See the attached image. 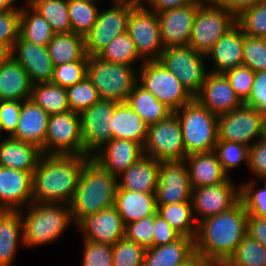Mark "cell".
<instances>
[{"mask_svg": "<svg viewBox=\"0 0 266 266\" xmlns=\"http://www.w3.org/2000/svg\"><path fill=\"white\" fill-rule=\"evenodd\" d=\"M248 213L239 200L232 208L197 223L195 254L211 266L225 264L247 235Z\"/></svg>", "mask_w": 266, "mask_h": 266, "instance_id": "obj_1", "label": "cell"}, {"mask_svg": "<svg viewBox=\"0 0 266 266\" xmlns=\"http://www.w3.org/2000/svg\"><path fill=\"white\" fill-rule=\"evenodd\" d=\"M89 158L84 155L43 154L33 172V202L69 205L78 187L84 163Z\"/></svg>", "mask_w": 266, "mask_h": 266, "instance_id": "obj_2", "label": "cell"}, {"mask_svg": "<svg viewBox=\"0 0 266 266\" xmlns=\"http://www.w3.org/2000/svg\"><path fill=\"white\" fill-rule=\"evenodd\" d=\"M118 178L90 157L83 166L78 187L69 203L73 224L115 204Z\"/></svg>", "mask_w": 266, "mask_h": 266, "instance_id": "obj_3", "label": "cell"}, {"mask_svg": "<svg viewBox=\"0 0 266 266\" xmlns=\"http://www.w3.org/2000/svg\"><path fill=\"white\" fill-rule=\"evenodd\" d=\"M27 208L29 210L26 215L20 210L23 220V245L27 247L49 244L59 238L73 222L68 204L33 202Z\"/></svg>", "mask_w": 266, "mask_h": 266, "instance_id": "obj_4", "label": "cell"}, {"mask_svg": "<svg viewBox=\"0 0 266 266\" xmlns=\"http://www.w3.org/2000/svg\"><path fill=\"white\" fill-rule=\"evenodd\" d=\"M187 155L210 152L218 141V116L195 98L175 111Z\"/></svg>", "mask_w": 266, "mask_h": 266, "instance_id": "obj_5", "label": "cell"}, {"mask_svg": "<svg viewBox=\"0 0 266 266\" xmlns=\"http://www.w3.org/2000/svg\"><path fill=\"white\" fill-rule=\"evenodd\" d=\"M129 65L104 61L89 56L87 78L97 89L102 100L126 102L133 87L138 83V70Z\"/></svg>", "mask_w": 266, "mask_h": 266, "instance_id": "obj_6", "label": "cell"}, {"mask_svg": "<svg viewBox=\"0 0 266 266\" xmlns=\"http://www.w3.org/2000/svg\"><path fill=\"white\" fill-rule=\"evenodd\" d=\"M138 68V83L173 112L194 99V96L158 60L142 61Z\"/></svg>", "mask_w": 266, "mask_h": 266, "instance_id": "obj_7", "label": "cell"}, {"mask_svg": "<svg viewBox=\"0 0 266 266\" xmlns=\"http://www.w3.org/2000/svg\"><path fill=\"white\" fill-rule=\"evenodd\" d=\"M236 17L205 0L196 11L188 46L206 55L214 44L234 25Z\"/></svg>", "mask_w": 266, "mask_h": 266, "instance_id": "obj_8", "label": "cell"}, {"mask_svg": "<svg viewBox=\"0 0 266 266\" xmlns=\"http://www.w3.org/2000/svg\"><path fill=\"white\" fill-rule=\"evenodd\" d=\"M143 152L145 156L159 162L185 160L187 154L182 129L175 112L158 123L148 126Z\"/></svg>", "mask_w": 266, "mask_h": 266, "instance_id": "obj_9", "label": "cell"}, {"mask_svg": "<svg viewBox=\"0 0 266 266\" xmlns=\"http://www.w3.org/2000/svg\"><path fill=\"white\" fill-rule=\"evenodd\" d=\"M45 155H84L80 114L71 110L50 115L44 143Z\"/></svg>", "mask_w": 266, "mask_h": 266, "instance_id": "obj_10", "label": "cell"}, {"mask_svg": "<svg viewBox=\"0 0 266 266\" xmlns=\"http://www.w3.org/2000/svg\"><path fill=\"white\" fill-rule=\"evenodd\" d=\"M127 33L143 61L159 60L164 50L157 13L144 5L133 6L127 22Z\"/></svg>", "mask_w": 266, "mask_h": 266, "instance_id": "obj_11", "label": "cell"}, {"mask_svg": "<svg viewBox=\"0 0 266 266\" xmlns=\"http://www.w3.org/2000/svg\"><path fill=\"white\" fill-rule=\"evenodd\" d=\"M206 55L194 51L191 47L164 48L159 58L163 66L177 76L187 90L195 96L206 79Z\"/></svg>", "mask_w": 266, "mask_h": 266, "instance_id": "obj_12", "label": "cell"}, {"mask_svg": "<svg viewBox=\"0 0 266 266\" xmlns=\"http://www.w3.org/2000/svg\"><path fill=\"white\" fill-rule=\"evenodd\" d=\"M117 103L100 99L80 113L84 156L92 157L112 139V116Z\"/></svg>", "mask_w": 266, "mask_h": 266, "instance_id": "obj_13", "label": "cell"}, {"mask_svg": "<svg viewBox=\"0 0 266 266\" xmlns=\"http://www.w3.org/2000/svg\"><path fill=\"white\" fill-rule=\"evenodd\" d=\"M262 123L263 115L243 103L233 111L218 116V140L250 147L261 139Z\"/></svg>", "mask_w": 266, "mask_h": 266, "instance_id": "obj_14", "label": "cell"}, {"mask_svg": "<svg viewBox=\"0 0 266 266\" xmlns=\"http://www.w3.org/2000/svg\"><path fill=\"white\" fill-rule=\"evenodd\" d=\"M111 3L109 9L99 11L95 24L84 36L88 56H96L117 35L127 31L128 18L134 5Z\"/></svg>", "mask_w": 266, "mask_h": 266, "instance_id": "obj_15", "label": "cell"}, {"mask_svg": "<svg viewBox=\"0 0 266 266\" xmlns=\"http://www.w3.org/2000/svg\"><path fill=\"white\" fill-rule=\"evenodd\" d=\"M239 200L240 187L237 188L230 177L217 185L193 188L191 202L196 223L199 217L203 220L229 210Z\"/></svg>", "mask_w": 266, "mask_h": 266, "instance_id": "obj_16", "label": "cell"}, {"mask_svg": "<svg viewBox=\"0 0 266 266\" xmlns=\"http://www.w3.org/2000/svg\"><path fill=\"white\" fill-rule=\"evenodd\" d=\"M191 195L192 188L185 160L160 162L156 205L191 201Z\"/></svg>", "mask_w": 266, "mask_h": 266, "instance_id": "obj_17", "label": "cell"}, {"mask_svg": "<svg viewBox=\"0 0 266 266\" xmlns=\"http://www.w3.org/2000/svg\"><path fill=\"white\" fill-rule=\"evenodd\" d=\"M204 1L191 2L179 8L157 13L164 48L188 46L197 8Z\"/></svg>", "mask_w": 266, "mask_h": 266, "instance_id": "obj_18", "label": "cell"}, {"mask_svg": "<svg viewBox=\"0 0 266 266\" xmlns=\"http://www.w3.org/2000/svg\"><path fill=\"white\" fill-rule=\"evenodd\" d=\"M83 239L113 246L125 237V225L115 206L82 218L77 224Z\"/></svg>", "mask_w": 266, "mask_h": 266, "instance_id": "obj_19", "label": "cell"}, {"mask_svg": "<svg viewBox=\"0 0 266 266\" xmlns=\"http://www.w3.org/2000/svg\"><path fill=\"white\" fill-rule=\"evenodd\" d=\"M194 98L217 116L231 112L243 104L226 76L211 72L207 74L201 90Z\"/></svg>", "mask_w": 266, "mask_h": 266, "instance_id": "obj_20", "label": "cell"}, {"mask_svg": "<svg viewBox=\"0 0 266 266\" xmlns=\"http://www.w3.org/2000/svg\"><path fill=\"white\" fill-rule=\"evenodd\" d=\"M32 181L33 172L0 166V210L20 211L33 203Z\"/></svg>", "mask_w": 266, "mask_h": 266, "instance_id": "obj_21", "label": "cell"}, {"mask_svg": "<svg viewBox=\"0 0 266 266\" xmlns=\"http://www.w3.org/2000/svg\"><path fill=\"white\" fill-rule=\"evenodd\" d=\"M12 57L28 73L33 85L52 81L54 64L47 46L36 45L19 36L13 45Z\"/></svg>", "mask_w": 266, "mask_h": 266, "instance_id": "obj_22", "label": "cell"}, {"mask_svg": "<svg viewBox=\"0 0 266 266\" xmlns=\"http://www.w3.org/2000/svg\"><path fill=\"white\" fill-rule=\"evenodd\" d=\"M144 155L143 146L127 139H111L92 158L106 171L118 177Z\"/></svg>", "mask_w": 266, "mask_h": 266, "instance_id": "obj_23", "label": "cell"}, {"mask_svg": "<svg viewBox=\"0 0 266 266\" xmlns=\"http://www.w3.org/2000/svg\"><path fill=\"white\" fill-rule=\"evenodd\" d=\"M49 114L31 99L23 100L17 129L11 138L35 144L44 154Z\"/></svg>", "mask_w": 266, "mask_h": 266, "instance_id": "obj_24", "label": "cell"}, {"mask_svg": "<svg viewBox=\"0 0 266 266\" xmlns=\"http://www.w3.org/2000/svg\"><path fill=\"white\" fill-rule=\"evenodd\" d=\"M244 32L235 24L229 29L206 54L214 62L211 73L225 72L242 66Z\"/></svg>", "mask_w": 266, "mask_h": 266, "instance_id": "obj_25", "label": "cell"}, {"mask_svg": "<svg viewBox=\"0 0 266 266\" xmlns=\"http://www.w3.org/2000/svg\"><path fill=\"white\" fill-rule=\"evenodd\" d=\"M160 162L143 155L122 172L117 180L118 188L134 192L156 193ZM121 177V179H120Z\"/></svg>", "mask_w": 266, "mask_h": 266, "instance_id": "obj_26", "label": "cell"}, {"mask_svg": "<svg viewBox=\"0 0 266 266\" xmlns=\"http://www.w3.org/2000/svg\"><path fill=\"white\" fill-rule=\"evenodd\" d=\"M185 162L192 189L217 185L231 177L223 170L214 151L187 155Z\"/></svg>", "mask_w": 266, "mask_h": 266, "instance_id": "obj_27", "label": "cell"}, {"mask_svg": "<svg viewBox=\"0 0 266 266\" xmlns=\"http://www.w3.org/2000/svg\"><path fill=\"white\" fill-rule=\"evenodd\" d=\"M42 155L41 149L35 144L8 136L0 140V166L34 172Z\"/></svg>", "mask_w": 266, "mask_h": 266, "instance_id": "obj_28", "label": "cell"}, {"mask_svg": "<svg viewBox=\"0 0 266 266\" xmlns=\"http://www.w3.org/2000/svg\"><path fill=\"white\" fill-rule=\"evenodd\" d=\"M114 206L127 225L156 214V193L117 189Z\"/></svg>", "mask_w": 266, "mask_h": 266, "instance_id": "obj_29", "label": "cell"}, {"mask_svg": "<svg viewBox=\"0 0 266 266\" xmlns=\"http://www.w3.org/2000/svg\"><path fill=\"white\" fill-rule=\"evenodd\" d=\"M32 86L28 73L13 57L0 64V101L28 100Z\"/></svg>", "mask_w": 266, "mask_h": 266, "instance_id": "obj_30", "label": "cell"}, {"mask_svg": "<svg viewBox=\"0 0 266 266\" xmlns=\"http://www.w3.org/2000/svg\"><path fill=\"white\" fill-rule=\"evenodd\" d=\"M195 255L194 239L181 236L178 240L163 246L147 248L143 266H180Z\"/></svg>", "mask_w": 266, "mask_h": 266, "instance_id": "obj_31", "label": "cell"}, {"mask_svg": "<svg viewBox=\"0 0 266 266\" xmlns=\"http://www.w3.org/2000/svg\"><path fill=\"white\" fill-rule=\"evenodd\" d=\"M23 237V220L20 211L0 210V266L11 265L19 242L24 243Z\"/></svg>", "mask_w": 266, "mask_h": 266, "instance_id": "obj_32", "label": "cell"}, {"mask_svg": "<svg viewBox=\"0 0 266 266\" xmlns=\"http://www.w3.org/2000/svg\"><path fill=\"white\" fill-rule=\"evenodd\" d=\"M148 125L126 103L118 102L112 116V139H127L140 143L146 140Z\"/></svg>", "mask_w": 266, "mask_h": 266, "instance_id": "obj_33", "label": "cell"}, {"mask_svg": "<svg viewBox=\"0 0 266 266\" xmlns=\"http://www.w3.org/2000/svg\"><path fill=\"white\" fill-rule=\"evenodd\" d=\"M54 66L73 61H88L85 37L73 32L54 34L47 45Z\"/></svg>", "mask_w": 266, "mask_h": 266, "instance_id": "obj_34", "label": "cell"}, {"mask_svg": "<svg viewBox=\"0 0 266 266\" xmlns=\"http://www.w3.org/2000/svg\"><path fill=\"white\" fill-rule=\"evenodd\" d=\"M126 103L149 126L168 117L173 111L158 101L152 93L137 83L128 95Z\"/></svg>", "mask_w": 266, "mask_h": 266, "instance_id": "obj_35", "label": "cell"}, {"mask_svg": "<svg viewBox=\"0 0 266 266\" xmlns=\"http://www.w3.org/2000/svg\"><path fill=\"white\" fill-rule=\"evenodd\" d=\"M21 6L19 36L39 46H47L54 32L50 24L29 4Z\"/></svg>", "mask_w": 266, "mask_h": 266, "instance_id": "obj_36", "label": "cell"}, {"mask_svg": "<svg viewBox=\"0 0 266 266\" xmlns=\"http://www.w3.org/2000/svg\"><path fill=\"white\" fill-rule=\"evenodd\" d=\"M156 206V213L166 220L181 236L195 239L197 224L194 223L196 220L191 201Z\"/></svg>", "mask_w": 266, "mask_h": 266, "instance_id": "obj_37", "label": "cell"}, {"mask_svg": "<svg viewBox=\"0 0 266 266\" xmlns=\"http://www.w3.org/2000/svg\"><path fill=\"white\" fill-rule=\"evenodd\" d=\"M30 99L49 115L60 114L70 110L66 88L52 82L34 84Z\"/></svg>", "mask_w": 266, "mask_h": 266, "instance_id": "obj_38", "label": "cell"}, {"mask_svg": "<svg viewBox=\"0 0 266 266\" xmlns=\"http://www.w3.org/2000/svg\"><path fill=\"white\" fill-rule=\"evenodd\" d=\"M51 26L55 34L70 33L68 0H26Z\"/></svg>", "mask_w": 266, "mask_h": 266, "instance_id": "obj_39", "label": "cell"}, {"mask_svg": "<svg viewBox=\"0 0 266 266\" xmlns=\"http://www.w3.org/2000/svg\"><path fill=\"white\" fill-rule=\"evenodd\" d=\"M96 56L107 62L133 67L134 63L141 60L136 52L134 42L127 31L117 35Z\"/></svg>", "mask_w": 266, "mask_h": 266, "instance_id": "obj_40", "label": "cell"}, {"mask_svg": "<svg viewBox=\"0 0 266 266\" xmlns=\"http://www.w3.org/2000/svg\"><path fill=\"white\" fill-rule=\"evenodd\" d=\"M96 1L99 0H68L71 32L85 36L91 30L99 13Z\"/></svg>", "mask_w": 266, "mask_h": 266, "instance_id": "obj_41", "label": "cell"}, {"mask_svg": "<svg viewBox=\"0 0 266 266\" xmlns=\"http://www.w3.org/2000/svg\"><path fill=\"white\" fill-rule=\"evenodd\" d=\"M220 266H266V248L246 235L229 260Z\"/></svg>", "mask_w": 266, "mask_h": 266, "instance_id": "obj_42", "label": "cell"}, {"mask_svg": "<svg viewBox=\"0 0 266 266\" xmlns=\"http://www.w3.org/2000/svg\"><path fill=\"white\" fill-rule=\"evenodd\" d=\"M236 24L250 37L266 36V0L242 11L236 17Z\"/></svg>", "mask_w": 266, "mask_h": 266, "instance_id": "obj_43", "label": "cell"}, {"mask_svg": "<svg viewBox=\"0 0 266 266\" xmlns=\"http://www.w3.org/2000/svg\"><path fill=\"white\" fill-rule=\"evenodd\" d=\"M223 170L230 176V169L240 166V162L248 167L249 146L241 143L218 140L213 150Z\"/></svg>", "mask_w": 266, "mask_h": 266, "instance_id": "obj_44", "label": "cell"}, {"mask_svg": "<svg viewBox=\"0 0 266 266\" xmlns=\"http://www.w3.org/2000/svg\"><path fill=\"white\" fill-rule=\"evenodd\" d=\"M66 90L70 110L79 114L100 100L97 89L87 76Z\"/></svg>", "mask_w": 266, "mask_h": 266, "instance_id": "obj_45", "label": "cell"}, {"mask_svg": "<svg viewBox=\"0 0 266 266\" xmlns=\"http://www.w3.org/2000/svg\"><path fill=\"white\" fill-rule=\"evenodd\" d=\"M145 250L124 237L112 246V266H143Z\"/></svg>", "mask_w": 266, "mask_h": 266, "instance_id": "obj_46", "label": "cell"}, {"mask_svg": "<svg viewBox=\"0 0 266 266\" xmlns=\"http://www.w3.org/2000/svg\"><path fill=\"white\" fill-rule=\"evenodd\" d=\"M255 181L250 179L240 186V200L248 216L266 217V183L263 188L256 190Z\"/></svg>", "mask_w": 266, "mask_h": 266, "instance_id": "obj_47", "label": "cell"}, {"mask_svg": "<svg viewBox=\"0 0 266 266\" xmlns=\"http://www.w3.org/2000/svg\"><path fill=\"white\" fill-rule=\"evenodd\" d=\"M242 65L254 72L266 70V46L262 38L244 34Z\"/></svg>", "mask_w": 266, "mask_h": 266, "instance_id": "obj_48", "label": "cell"}, {"mask_svg": "<svg viewBox=\"0 0 266 266\" xmlns=\"http://www.w3.org/2000/svg\"><path fill=\"white\" fill-rule=\"evenodd\" d=\"M88 61H73L54 66L52 83L67 88L82 81L87 75Z\"/></svg>", "mask_w": 266, "mask_h": 266, "instance_id": "obj_49", "label": "cell"}, {"mask_svg": "<svg viewBox=\"0 0 266 266\" xmlns=\"http://www.w3.org/2000/svg\"><path fill=\"white\" fill-rule=\"evenodd\" d=\"M154 215L125 225V238L143 246L153 247Z\"/></svg>", "mask_w": 266, "mask_h": 266, "instance_id": "obj_50", "label": "cell"}, {"mask_svg": "<svg viewBox=\"0 0 266 266\" xmlns=\"http://www.w3.org/2000/svg\"><path fill=\"white\" fill-rule=\"evenodd\" d=\"M236 95L244 103L248 98L253 85L255 72L249 67L238 66L224 73Z\"/></svg>", "mask_w": 266, "mask_h": 266, "instance_id": "obj_51", "label": "cell"}, {"mask_svg": "<svg viewBox=\"0 0 266 266\" xmlns=\"http://www.w3.org/2000/svg\"><path fill=\"white\" fill-rule=\"evenodd\" d=\"M84 241L82 266H112V246L90 240Z\"/></svg>", "mask_w": 266, "mask_h": 266, "instance_id": "obj_52", "label": "cell"}, {"mask_svg": "<svg viewBox=\"0 0 266 266\" xmlns=\"http://www.w3.org/2000/svg\"><path fill=\"white\" fill-rule=\"evenodd\" d=\"M20 10L0 11V41L11 48L19 37Z\"/></svg>", "mask_w": 266, "mask_h": 266, "instance_id": "obj_53", "label": "cell"}, {"mask_svg": "<svg viewBox=\"0 0 266 266\" xmlns=\"http://www.w3.org/2000/svg\"><path fill=\"white\" fill-rule=\"evenodd\" d=\"M244 104L257 110L262 115L266 114V70L255 72L249 98Z\"/></svg>", "mask_w": 266, "mask_h": 266, "instance_id": "obj_54", "label": "cell"}, {"mask_svg": "<svg viewBox=\"0 0 266 266\" xmlns=\"http://www.w3.org/2000/svg\"><path fill=\"white\" fill-rule=\"evenodd\" d=\"M21 105L22 101L20 100L0 101V121L2 131L9 133L8 137H11L17 129Z\"/></svg>", "mask_w": 266, "mask_h": 266, "instance_id": "obj_55", "label": "cell"}, {"mask_svg": "<svg viewBox=\"0 0 266 266\" xmlns=\"http://www.w3.org/2000/svg\"><path fill=\"white\" fill-rule=\"evenodd\" d=\"M247 168L256 178L262 179L266 176V141L260 139L249 147Z\"/></svg>", "mask_w": 266, "mask_h": 266, "instance_id": "obj_56", "label": "cell"}, {"mask_svg": "<svg viewBox=\"0 0 266 266\" xmlns=\"http://www.w3.org/2000/svg\"><path fill=\"white\" fill-rule=\"evenodd\" d=\"M181 235L157 213L154 215L153 246H163L178 240Z\"/></svg>", "mask_w": 266, "mask_h": 266, "instance_id": "obj_57", "label": "cell"}, {"mask_svg": "<svg viewBox=\"0 0 266 266\" xmlns=\"http://www.w3.org/2000/svg\"><path fill=\"white\" fill-rule=\"evenodd\" d=\"M247 235L266 248V217L248 216Z\"/></svg>", "mask_w": 266, "mask_h": 266, "instance_id": "obj_58", "label": "cell"}, {"mask_svg": "<svg viewBox=\"0 0 266 266\" xmlns=\"http://www.w3.org/2000/svg\"><path fill=\"white\" fill-rule=\"evenodd\" d=\"M213 6L231 12L237 17L242 11L254 6L263 0H207Z\"/></svg>", "mask_w": 266, "mask_h": 266, "instance_id": "obj_59", "label": "cell"}, {"mask_svg": "<svg viewBox=\"0 0 266 266\" xmlns=\"http://www.w3.org/2000/svg\"><path fill=\"white\" fill-rule=\"evenodd\" d=\"M196 1L199 0H145V3H148L150 10L159 13L162 11L179 8L188 3Z\"/></svg>", "mask_w": 266, "mask_h": 266, "instance_id": "obj_60", "label": "cell"}, {"mask_svg": "<svg viewBox=\"0 0 266 266\" xmlns=\"http://www.w3.org/2000/svg\"><path fill=\"white\" fill-rule=\"evenodd\" d=\"M12 57V48L5 42L0 41V64Z\"/></svg>", "mask_w": 266, "mask_h": 266, "instance_id": "obj_61", "label": "cell"}, {"mask_svg": "<svg viewBox=\"0 0 266 266\" xmlns=\"http://www.w3.org/2000/svg\"><path fill=\"white\" fill-rule=\"evenodd\" d=\"M180 266H211L201 256L195 254L189 261Z\"/></svg>", "mask_w": 266, "mask_h": 266, "instance_id": "obj_62", "label": "cell"}, {"mask_svg": "<svg viewBox=\"0 0 266 266\" xmlns=\"http://www.w3.org/2000/svg\"><path fill=\"white\" fill-rule=\"evenodd\" d=\"M15 1L17 0H0V11L21 10V5L15 7Z\"/></svg>", "mask_w": 266, "mask_h": 266, "instance_id": "obj_63", "label": "cell"}, {"mask_svg": "<svg viewBox=\"0 0 266 266\" xmlns=\"http://www.w3.org/2000/svg\"><path fill=\"white\" fill-rule=\"evenodd\" d=\"M113 3H128L134 6L144 5L145 0H112Z\"/></svg>", "mask_w": 266, "mask_h": 266, "instance_id": "obj_64", "label": "cell"}, {"mask_svg": "<svg viewBox=\"0 0 266 266\" xmlns=\"http://www.w3.org/2000/svg\"><path fill=\"white\" fill-rule=\"evenodd\" d=\"M261 139L266 141V114L263 115Z\"/></svg>", "mask_w": 266, "mask_h": 266, "instance_id": "obj_65", "label": "cell"}, {"mask_svg": "<svg viewBox=\"0 0 266 266\" xmlns=\"http://www.w3.org/2000/svg\"><path fill=\"white\" fill-rule=\"evenodd\" d=\"M264 43H265V46H266V36L262 37Z\"/></svg>", "mask_w": 266, "mask_h": 266, "instance_id": "obj_66", "label": "cell"}, {"mask_svg": "<svg viewBox=\"0 0 266 266\" xmlns=\"http://www.w3.org/2000/svg\"><path fill=\"white\" fill-rule=\"evenodd\" d=\"M2 126H1V121H0V133H2ZM1 136V135H0Z\"/></svg>", "mask_w": 266, "mask_h": 266, "instance_id": "obj_67", "label": "cell"}, {"mask_svg": "<svg viewBox=\"0 0 266 266\" xmlns=\"http://www.w3.org/2000/svg\"><path fill=\"white\" fill-rule=\"evenodd\" d=\"M262 180L264 181L263 183H266V176L262 178Z\"/></svg>", "mask_w": 266, "mask_h": 266, "instance_id": "obj_68", "label": "cell"}]
</instances>
